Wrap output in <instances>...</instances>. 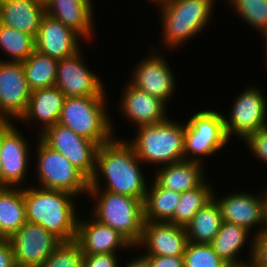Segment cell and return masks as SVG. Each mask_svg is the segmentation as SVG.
Here are the masks:
<instances>
[{
  "instance_id": "obj_1",
  "label": "cell",
  "mask_w": 267,
  "mask_h": 267,
  "mask_svg": "<svg viewBox=\"0 0 267 267\" xmlns=\"http://www.w3.org/2000/svg\"><path fill=\"white\" fill-rule=\"evenodd\" d=\"M128 142L113 137L98 147L96 169L89 181V188L101 189L99 181L103 174L107 181L106 188L103 190L144 201L148 185L139 167L141 161Z\"/></svg>"
},
{
  "instance_id": "obj_2",
  "label": "cell",
  "mask_w": 267,
  "mask_h": 267,
  "mask_svg": "<svg viewBox=\"0 0 267 267\" xmlns=\"http://www.w3.org/2000/svg\"><path fill=\"white\" fill-rule=\"evenodd\" d=\"M27 222L38 224L61 241H72L77 234L75 195L38 186L23 188Z\"/></svg>"
},
{
  "instance_id": "obj_3",
  "label": "cell",
  "mask_w": 267,
  "mask_h": 267,
  "mask_svg": "<svg viewBox=\"0 0 267 267\" xmlns=\"http://www.w3.org/2000/svg\"><path fill=\"white\" fill-rule=\"evenodd\" d=\"M88 194L97 201L92 216L116 230L135 247L143 231V200L100 188H89Z\"/></svg>"
},
{
  "instance_id": "obj_4",
  "label": "cell",
  "mask_w": 267,
  "mask_h": 267,
  "mask_svg": "<svg viewBox=\"0 0 267 267\" xmlns=\"http://www.w3.org/2000/svg\"><path fill=\"white\" fill-rule=\"evenodd\" d=\"M214 3L213 0H165L157 2L161 7L162 41L165 45L173 49L206 28L212 16Z\"/></svg>"
},
{
  "instance_id": "obj_5",
  "label": "cell",
  "mask_w": 267,
  "mask_h": 267,
  "mask_svg": "<svg viewBox=\"0 0 267 267\" xmlns=\"http://www.w3.org/2000/svg\"><path fill=\"white\" fill-rule=\"evenodd\" d=\"M169 119L137 127V135L129 143L141 162L162 166L184 160L185 125Z\"/></svg>"
},
{
  "instance_id": "obj_6",
  "label": "cell",
  "mask_w": 267,
  "mask_h": 267,
  "mask_svg": "<svg viewBox=\"0 0 267 267\" xmlns=\"http://www.w3.org/2000/svg\"><path fill=\"white\" fill-rule=\"evenodd\" d=\"M106 96L66 97L58 123L99 146L114 136L105 110Z\"/></svg>"
},
{
  "instance_id": "obj_7",
  "label": "cell",
  "mask_w": 267,
  "mask_h": 267,
  "mask_svg": "<svg viewBox=\"0 0 267 267\" xmlns=\"http://www.w3.org/2000/svg\"><path fill=\"white\" fill-rule=\"evenodd\" d=\"M228 139L224 115L210 109L199 111L185 125L184 160L203 162L201 157L214 155L227 144Z\"/></svg>"
},
{
  "instance_id": "obj_8",
  "label": "cell",
  "mask_w": 267,
  "mask_h": 267,
  "mask_svg": "<svg viewBox=\"0 0 267 267\" xmlns=\"http://www.w3.org/2000/svg\"><path fill=\"white\" fill-rule=\"evenodd\" d=\"M37 145V183L40 188L65 191L73 195L87 194L89 180L62 154L51 149L40 138Z\"/></svg>"
},
{
  "instance_id": "obj_9",
  "label": "cell",
  "mask_w": 267,
  "mask_h": 267,
  "mask_svg": "<svg viewBox=\"0 0 267 267\" xmlns=\"http://www.w3.org/2000/svg\"><path fill=\"white\" fill-rule=\"evenodd\" d=\"M39 138L51 149L62 154L89 181L96 169L99 145L59 123L39 134Z\"/></svg>"
},
{
  "instance_id": "obj_10",
  "label": "cell",
  "mask_w": 267,
  "mask_h": 267,
  "mask_svg": "<svg viewBox=\"0 0 267 267\" xmlns=\"http://www.w3.org/2000/svg\"><path fill=\"white\" fill-rule=\"evenodd\" d=\"M259 87H248L233 103L229 119L224 117L225 131L243 141L254 132L267 126V102Z\"/></svg>"
},
{
  "instance_id": "obj_11",
  "label": "cell",
  "mask_w": 267,
  "mask_h": 267,
  "mask_svg": "<svg viewBox=\"0 0 267 267\" xmlns=\"http://www.w3.org/2000/svg\"><path fill=\"white\" fill-rule=\"evenodd\" d=\"M17 267H41L62 242L38 224L26 222L8 239Z\"/></svg>"
},
{
  "instance_id": "obj_12",
  "label": "cell",
  "mask_w": 267,
  "mask_h": 267,
  "mask_svg": "<svg viewBox=\"0 0 267 267\" xmlns=\"http://www.w3.org/2000/svg\"><path fill=\"white\" fill-rule=\"evenodd\" d=\"M30 95L22 62L0 60V121L20 119L26 112Z\"/></svg>"
},
{
  "instance_id": "obj_13",
  "label": "cell",
  "mask_w": 267,
  "mask_h": 267,
  "mask_svg": "<svg viewBox=\"0 0 267 267\" xmlns=\"http://www.w3.org/2000/svg\"><path fill=\"white\" fill-rule=\"evenodd\" d=\"M12 122L0 123L2 187L21 185L29 165L30 145Z\"/></svg>"
},
{
  "instance_id": "obj_14",
  "label": "cell",
  "mask_w": 267,
  "mask_h": 267,
  "mask_svg": "<svg viewBox=\"0 0 267 267\" xmlns=\"http://www.w3.org/2000/svg\"><path fill=\"white\" fill-rule=\"evenodd\" d=\"M80 52L58 60L55 86L66 97L106 96L100 77L83 63Z\"/></svg>"
},
{
  "instance_id": "obj_15",
  "label": "cell",
  "mask_w": 267,
  "mask_h": 267,
  "mask_svg": "<svg viewBox=\"0 0 267 267\" xmlns=\"http://www.w3.org/2000/svg\"><path fill=\"white\" fill-rule=\"evenodd\" d=\"M82 38L59 20L45 14L35 38V50L41 54L62 60L80 51Z\"/></svg>"
},
{
  "instance_id": "obj_16",
  "label": "cell",
  "mask_w": 267,
  "mask_h": 267,
  "mask_svg": "<svg viewBox=\"0 0 267 267\" xmlns=\"http://www.w3.org/2000/svg\"><path fill=\"white\" fill-rule=\"evenodd\" d=\"M135 69L129 82L139 90L167 103L175 89V77L167 61L154 53L137 64Z\"/></svg>"
},
{
  "instance_id": "obj_17",
  "label": "cell",
  "mask_w": 267,
  "mask_h": 267,
  "mask_svg": "<svg viewBox=\"0 0 267 267\" xmlns=\"http://www.w3.org/2000/svg\"><path fill=\"white\" fill-rule=\"evenodd\" d=\"M222 220L230 223H234L241 227H244L248 231L256 225H259L261 229L255 231V235L264 231V203L263 195L259 196L248 193H232L228 196L216 198ZM263 224V225H262ZM262 225V226H261ZM254 226V227H253ZM258 231V232H257Z\"/></svg>"
},
{
  "instance_id": "obj_18",
  "label": "cell",
  "mask_w": 267,
  "mask_h": 267,
  "mask_svg": "<svg viewBox=\"0 0 267 267\" xmlns=\"http://www.w3.org/2000/svg\"><path fill=\"white\" fill-rule=\"evenodd\" d=\"M188 237L185 227L171 222H144L140 241L136 246L147 247L145 255H184Z\"/></svg>"
},
{
  "instance_id": "obj_19",
  "label": "cell",
  "mask_w": 267,
  "mask_h": 267,
  "mask_svg": "<svg viewBox=\"0 0 267 267\" xmlns=\"http://www.w3.org/2000/svg\"><path fill=\"white\" fill-rule=\"evenodd\" d=\"M83 254L115 253L121 247H133L123 236L109 225L103 224L92 216L89 220L77 222L75 239Z\"/></svg>"
},
{
  "instance_id": "obj_20",
  "label": "cell",
  "mask_w": 267,
  "mask_h": 267,
  "mask_svg": "<svg viewBox=\"0 0 267 267\" xmlns=\"http://www.w3.org/2000/svg\"><path fill=\"white\" fill-rule=\"evenodd\" d=\"M123 91L120 108L127 119L137 127L157 124L168 119L165 115L166 102L162 99L139 90L130 82Z\"/></svg>"
},
{
  "instance_id": "obj_21",
  "label": "cell",
  "mask_w": 267,
  "mask_h": 267,
  "mask_svg": "<svg viewBox=\"0 0 267 267\" xmlns=\"http://www.w3.org/2000/svg\"><path fill=\"white\" fill-rule=\"evenodd\" d=\"M91 3V0H47L45 11L83 39L89 40L94 32Z\"/></svg>"
},
{
  "instance_id": "obj_22",
  "label": "cell",
  "mask_w": 267,
  "mask_h": 267,
  "mask_svg": "<svg viewBox=\"0 0 267 267\" xmlns=\"http://www.w3.org/2000/svg\"><path fill=\"white\" fill-rule=\"evenodd\" d=\"M45 4L37 0H0V24L36 38Z\"/></svg>"
},
{
  "instance_id": "obj_23",
  "label": "cell",
  "mask_w": 267,
  "mask_h": 267,
  "mask_svg": "<svg viewBox=\"0 0 267 267\" xmlns=\"http://www.w3.org/2000/svg\"><path fill=\"white\" fill-rule=\"evenodd\" d=\"M66 96L56 86L31 91L26 112L19 120L41 122L43 133L58 123Z\"/></svg>"
},
{
  "instance_id": "obj_24",
  "label": "cell",
  "mask_w": 267,
  "mask_h": 267,
  "mask_svg": "<svg viewBox=\"0 0 267 267\" xmlns=\"http://www.w3.org/2000/svg\"><path fill=\"white\" fill-rule=\"evenodd\" d=\"M203 162L182 160L163 165L155 174V182L162 188L183 193L198 187L205 179Z\"/></svg>"
},
{
  "instance_id": "obj_25",
  "label": "cell",
  "mask_w": 267,
  "mask_h": 267,
  "mask_svg": "<svg viewBox=\"0 0 267 267\" xmlns=\"http://www.w3.org/2000/svg\"><path fill=\"white\" fill-rule=\"evenodd\" d=\"M0 187V239H9L26 222L22 187Z\"/></svg>"
},
{
  "instance_id": "obj_26",
  "label": "cell",
  "mask_w": 267,
  "mask_h": 267,
  "mask_svg": "<svg viewBox=\"0 0 267 267\" xmlns=\"http://www.w3.org/2000/svg\"><path fill=\"white\" fill-rule=\"evenodd\" d=\"M249 233L250 231L244 227L223 221L220 230L210 245L213 251L229 266L244 265L247 262L245 263L237 258L249 237Z\"/></svg>"
},
{
  "instance_id": "obj_27",
  "label": "cell",
  "mask_w": 267,
  "mask_h": 267,
  "mask_svg": "<svg viewBox=\"0 0 267 267\" xmlns=\"http://www.w3.org/2000/svg\"><path fill=\"white\" fill-rule=\"evenodd\" d=\"M218 200L212 198L193 216L185 227L188 242L210 244L223 222Z\"/></svg>"
},
{
  "instance_id": "obj_28",
  "label": "cell",
  "mask_w": 267,
  "mask_h": 267,
  "mask_svg": "<svg viewBox=\"0 0 267 267\" xmlns=\"http://www.w3.org/2000/svg\"><path fill=\"white\" fill-rule=\"evenodd\" d=\"M143 201L144 222H168L174 215L181 194L160 187L154 180Z\"/></svg>"
},
{
  "instance_id": "obj_29",
  "label": "cell",
  "mask_w": 267,
  "mask_h": 267,
  "mask_svg": "<svg viewBox=\"0 0 267 267\" xmlns=\"http://www.w3.org/2000/svg\"><path fill=\"white\" fill-rule=\"evenodd\" d=\"M22 64L31 91L55 86L58 60L35 50Z\"/></svg>"
},
{
  "instance_id": "obj_30",
  "label": "cell",
  "mask_w": 267,
  "mask_h": 267,
  "mask_svg": "<svg viewBox=\"0 0 267 267\" xmlns=\"http://www.w3.org/2000/svg\"><path fill=\"white\" fill-rule=\"evenodd\" d=\"M213 193L205 181L198 187L181 193L174 215L168 222L186 227L198 210L213 198Z\"/></svg>"
},
{
  "instance_id": "obj_31",
  "label": "cell",
  "mask_w": 267,
  "mask_h": 267,
  "mask_svg": "<svg viewBox=\"0 0 267 267\" xmlns=\"http://www.w3.org/2000/svg\"><path fill=\"white\" fill-rule=\"evenodd\" d=\"M0 48L11 57L6 61L24 62L35 51V38L0 24Z\"/></svg>"
},
{
  "instance_id": "obj_32",
  "label": "cell",
  "mask_w": 267,
  "mask_h": 267,
  "mask_svg": "<svg viewBox=\"0 0 267 267\" xmlns=\"http://www.w3.org/2000/svg\"><path fill=\"white\" fill-rule=\"evenodd\" d=\"M184 267H229L214 251L210 244L188 242L184 255Z\"/></svg>"
},
{
  "instance_id": "obj_33",
  "label": "cell",
  "mask_w": 267,
  "mask_h": 267,
  "mask_svg": "<svg viewBox=\"0 0 267 267\" xmlns=\"http://www.w3.org/2000/svg\"><path fill=\"white\" fill-rule=\"evenodd\" d=\"M231 7L261 33L267 27V0H228Z\"/></svg>"
},
{
  "instance_id": "obj_34",
  "label": "cell",
  "mask_w": 267,
  "mask_h": 267,
  "mask_svg": "<svg viewBox=\"0 0 267 267\" xmlns=\"http://www.w3.org/2000/svg\"><path fill=\"white\" fill-rule=\"evenodd\" d=\"M83 256L76 240L62 241L41 267H83Z\"/></svg>"
},
{
  "instance_id": "obj_35",
  "label": "cell",
  "mask_w": 267,
  "mask_h": 267,
  "mask_svg": "<svg viewBox=\"0 0 267 267\" xmlns=\"http://www.w3.org/2000/svg\"><path fill=\"white\" fill-rule=\"evenodd\" d=\"M251 242L250 263L254 267H267V231L253 235Z\"/></svg>"
},
{
  "instance_id": "obj_36",
  "label": "cell",
  "mask_w": 267,
  "mask_h": 267,
  "mask_svg": "<svg viewBox=\"0 0 267 267\" xmlns=\"http://www.w3.org/2000/svg\"><path fill=\"white\" fill-rule=\"evenodd\" d=\"M244 141L255 157L267 163V126L249 135Z\"/></svg>"
},
{
  "instance_id": "obj_37",
  "label": "cell",
  "mask_w": 267,
  "mask_h": 267,
  "mask_svg": "<svg viewBox=\"0 0 267 267\" xmlns=\"http://www.w3.org/2000/svg\"><path fill=\"white\" fill-rule=\"evenodd\" d=\"M83 267H118L116 253L84 254Z\"/></svg>"
},
{
  "instance_id": "obj_38",
  "label": "cell",
  "mask_w": 267,
  "mask_h": 267,
  "mask_svg": "<svg viewBox=\"0 0 267 267\" xmlns=\"http://www.w3.org/2000/svg\"><path fill=\"white\" fill-rule=\"evenodd\" d=\"M150 267H184L183 255L179 256L150 255Z\"/></svg>"
},
{
  "instance_id": "obj_39",
  "label": "cell",
  "mask_w": 267,
  "mask_h": 267,
  "mask_svg": "<svg viewBox=\"0 0 267 267\" xmlns=\"http://www.w3.org/2000/svg\"><path fill=\"white\" fill-rule=\"evenodd\" d=\"M0 267H17L12 246L7 239H0Z\"/></svg>"
},
{
  "instance_id": "obj_40",
  "label": "cell",
  "mask_w": 267,
  "mask_h": 267,
  "mask_svg": "<svg viewBox=\"0 0 267 267\" xmlns=\"http://www.w3.org/2000/svg\"><path fill=\"white\" fill-rule=\"evenodd\" d=\"M124 267H150V255H142L126 263Z\"/></svg>"
},
{
  "instance_id": "obj_41",
  "label": "cell",
  "mask_w": 267,
  "mask_h": 267,
  "mask_svg": "<svg viewBox=\"0 0 267 267\" xmlns=\"http://www.w3.org/2000/svg\"><path fill=\"white\" fill-rule=\"evenodd\" d=\"M264 193H266L264 196H263V203H264V230L267 231V191L265 192L264 190Z\"/></svg>"
},
{
  "instance_id": "obj_42",
  "label": "cell",
  "mask_w": 267,
  "mask_h": 267,
  "mask_svg": "<svg viewBox=\"0 0 267 267\" xmlns=\"http://www.w3.org/2000/svg\"><path fill=\"white\" fill-rule=\"evenodd\" d=\"M1 151V146H0ZM0 187H2V165H1V156H0Z\"/></svg>"
},
{
  "instance_id": "obj_43",
  "label": "cell",
  "mask_w": 267,
  "mask_h": 267,
  "mask_svg": "<svg viewBox=\"0 0 267 267\" xmlns=\"http://www.w3.org/2000/svg\"><path fill=\"white\" fill-rule=\"evenodd\" d=\"M263 32V36L265 37V39H266V45H265V48H266V54H267V27L262 31Z\"/></svg>"
},
{
  "instance_id": "obj_44",
  "label": "cell",
  "mask_w": 267,
  "mask_h": 267,
  "mask_svg": "<svg viewBox=\"0 0 267 267\" xmlns=\"http://www.w3.org/2000/svg\"><path fill=\"white\" fill-rule=\"evenodd\" d=\"M249 261H250V260H248V263H247V264H244V265H239V266H229V267H254Z\"/></svg>"
},
{
  "instance_id": "obj_45",
  "label": "cell",
  "mask_w": 267,
  "mask_h": 267,
  "mask_svg": "<svg viewBox=\"0 0 267 267\" xmlns=\"http://www.w3.org/2000/svg\"><path fill=\"white\" fill-rule=\"evenodd\" d=\"M37 1H39V2H41V3H43V4H45L47 0H37Z\"/></svg>"
},
{
  "instance_id": "obj_46",
  "label": "cell",
  "mask_w": 267,
  "mask_h": 267,
  "mask_svg": "<svg viewBox=\"0 0 267 267\" xmlns=\"http://www.w3.org/2000/svg\"><path fill=\"white\" fill-rule=\"evenodd\" d=\"M148 1V0H147ZM152 2H160L161 0H151Z\"/></svg>"
}]
</instances>
